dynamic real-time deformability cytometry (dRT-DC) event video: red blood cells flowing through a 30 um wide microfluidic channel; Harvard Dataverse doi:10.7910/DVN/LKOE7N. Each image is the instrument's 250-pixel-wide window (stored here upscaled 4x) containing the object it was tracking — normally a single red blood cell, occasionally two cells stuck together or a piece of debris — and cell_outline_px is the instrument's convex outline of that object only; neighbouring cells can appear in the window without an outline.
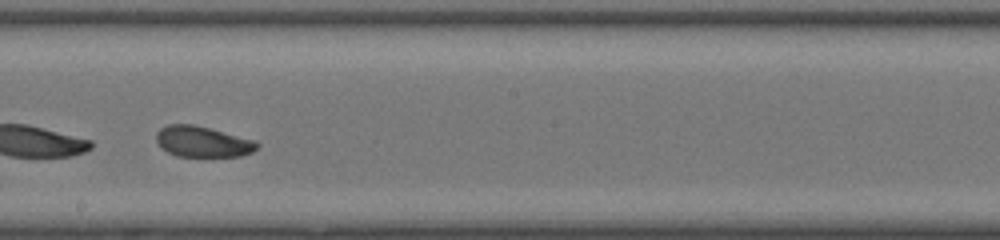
{"species": "common noctule bat (a hibernating species)", "species_latin": "Nyctalus noctula", "temperature_condition": "room temperature", "stored_images_in_passage": 38, "segment_of_instrument_passage": [2, 2], "camera_frame_rate_fps": 3000, "um_per_image_px": 0.085, "animal": {"sex": "female", "body_mass_g": 20.0, "forearm_length_mm": 54.0}, "frame": {"image": 1, "passage_image": 19, "time_ms": 6.0, "image_size_px": [1000, 240], "cell_outline_px": [[260, 144], [252, 152], [240, 156], [176, 156], [160, 148], [156, 140], [156, 132], [160, 128], [168, 124], [192, 124], [256, 140]], "centroid_in_image_um": [17.2, 12.04], "position_along_channel_um": 231.0, "area_um2": 18.09}}
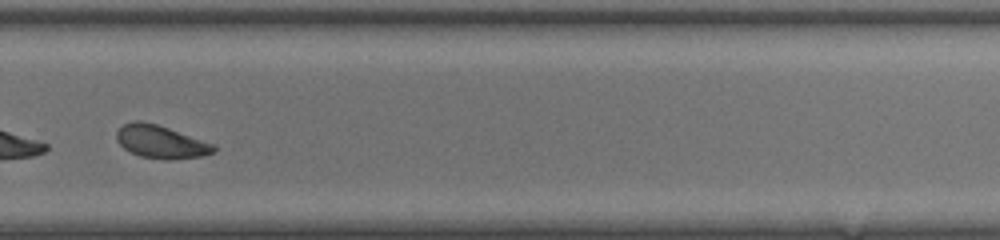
{"frame": {"image": 2, "passage_image": 25, "time_ms": 8.0, "image_size_px": [1000, 240], "cell_outline_px": [[216, 152], [204, 156], [164, 160], [140, 156], [124, 148], [116, 140], [116, 132], [124, 124], [132, 120], [140, 120], [156, 124], [216, 144]], "centroid_in_image_um": [13.7, 12.05], "position_along_channel_um": 316.1, "area_um2": 18.73}}
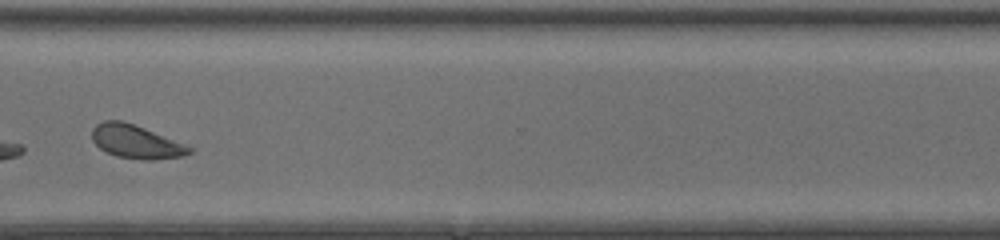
{"frame": {"image": 3, "passage_image": 28, "time_ms": 9.0, "image_size_px": [1000, 240], "cell_outline_px": [[192, 152], [184, 156], [148, 160], [144, 160], [116, 156], [100, 148], [92, 140], [92, 128], [96, 124], [104, 120], [120, 120], [144, 128], [192, 148]], "centroid_in_image_um": [11.51, 12.04], "position_along_channel_um": 359.1, "area_um2": 18.55}}